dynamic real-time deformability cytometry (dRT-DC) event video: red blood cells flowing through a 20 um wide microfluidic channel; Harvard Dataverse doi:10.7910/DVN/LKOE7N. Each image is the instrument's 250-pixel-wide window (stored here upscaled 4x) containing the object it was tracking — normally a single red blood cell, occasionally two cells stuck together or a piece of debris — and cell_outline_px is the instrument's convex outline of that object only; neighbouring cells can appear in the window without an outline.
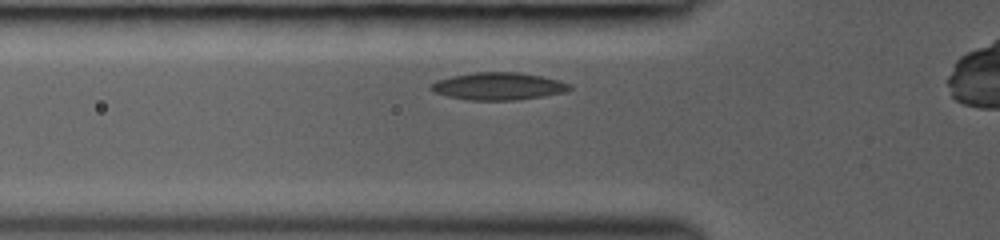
{"species": "common noctule bat (a hibernating species)", "species_latin": "Nyctalus noctula", "temperature_condition": "room temperature", "stored_images_in_passage": 63, "camera_frame_rate_fps": 3000, "um_per_image_px": 0.085, "animal": {"sex": "female", "body_mass_g": 19.0, "forearm_length_mm": 53.3}, "frame": {"image": 1, "passage_image": 5, "time_ms": 1.333, "image_size_px": [1000, 240], "cell_outline_px": [[572, 88], [564, 92], [516, 100], [468, 100], [448, 96], [436, 92], [428, 88], [428, 84], [436, 80], [452, 76], [472, 72], [520, 72], [560, 80], [572, 84]], "centroid_in_image_um": [42.33, 7.32], "position_along_channel_um": 83.5, "area_um2": 22.2}}
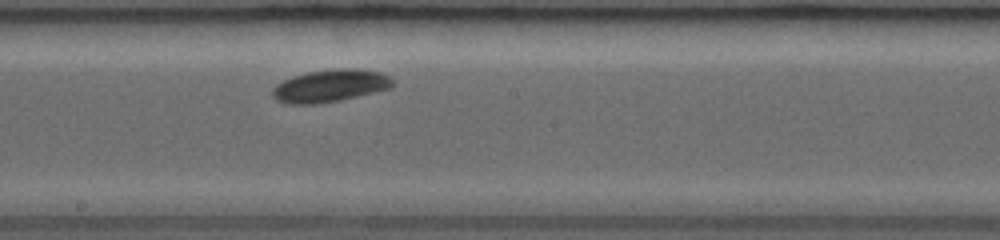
{"frame": {"image": 2, "passage_image": 27, "time_ms": 4.667, "image_size_px": [1000, 240], "cell_outline_px": [[396, 84], [392, 88], [340, 100], [316, 104], [288, 104], [276, 100], [272, 96], [272, 88], [276, 84], [292, 76], [308, 72], [340, 68], [348, 68], [380, 72], [388, 76]], "centroid_in_image_um": [28.05, 7.3], "position_along_channel_um": 220.2, "area_um2": 22.72}}
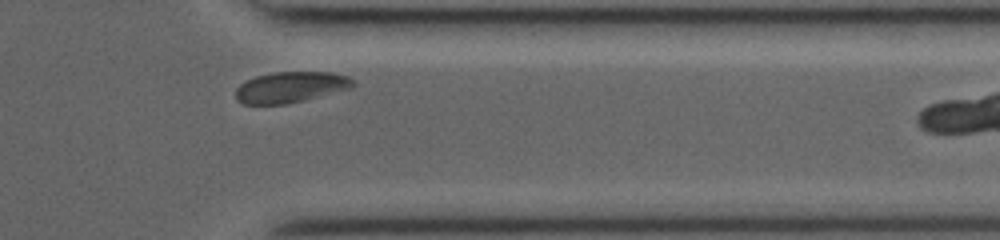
{"frame": {"image": 3, "passage_image": 55, "time_ms": 8.667, "image_size_px": [1000, 240], "cell_outline_px": [[356, 84], [352, 88], [288, 104], [244, 104], [236, 100], [236, 88], [240, 84], [256, 76], [276, 72], [332, 72], [348, 76]], "centroid_in_image_um": [24.72, 7.41], "position_along_channel_um": 386.7, "area_um2": 21.1}}